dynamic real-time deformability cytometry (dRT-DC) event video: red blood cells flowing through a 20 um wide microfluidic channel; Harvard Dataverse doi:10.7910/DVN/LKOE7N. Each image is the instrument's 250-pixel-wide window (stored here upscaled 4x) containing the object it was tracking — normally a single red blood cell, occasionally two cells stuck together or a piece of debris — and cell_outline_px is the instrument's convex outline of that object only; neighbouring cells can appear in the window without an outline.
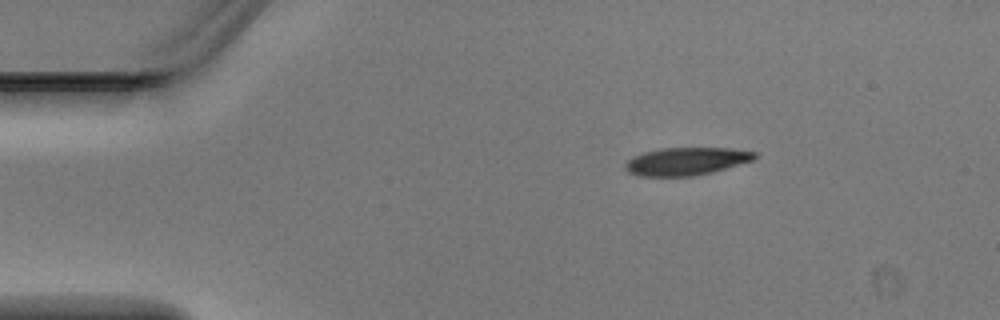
{"species": "Egyptian fruit bat (a non-hibernating species)", "species_latin": "Rousettus aegyptiacus", "temperature_condition": "warm", "stored_images_in_passage": 3, "camera_frame_rate_fps": 3000, "um_per_image_px": 0.085, "animal": {"sex": "male"}, "frame": {"image": 1, "passage_image": 1, "time_ms": 0.0, "image_size_px": [1000, 320], "cell_outline_px": [[756, 160], [712, 172], [692, 176], [640, 176], [628, 172], [624, 168], [624, 164], [632, 156], [644, 152], [660, 148], [728, 148], [756, 152]], "centroid_in_image_um": [58.33, 13.71], "position_along_channel_um": 26.7, "area_um2": 21.04}}
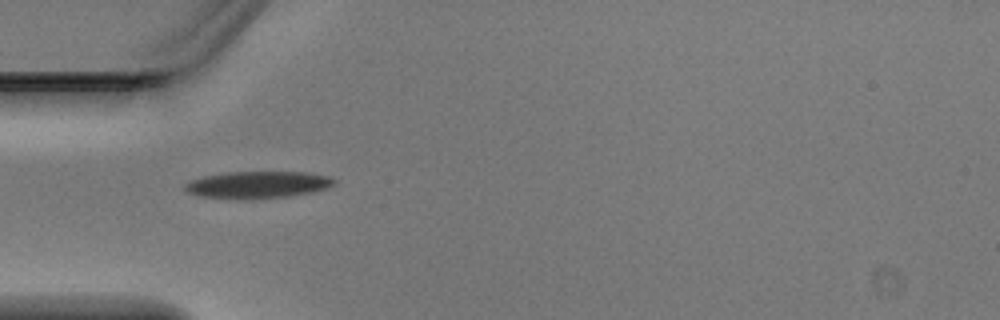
{"frame": {"image": 2, "passage_image": 3, "time_ms": 0.667, "image_size_px": [1000, 320], "cell_outline_px": [[336, 184], [312, 192], [288, 196], [244, 200], [200, 196], [188, 192], [184, 188], [184, 184], [192, 180], [204, 176], [228, 172], [304, 172], [328, 176], [336, 180]], "centroid_in_image_um": [21.89, 15.71], "position_along_channel_um": 63.1, "area_um2": 23.41}}